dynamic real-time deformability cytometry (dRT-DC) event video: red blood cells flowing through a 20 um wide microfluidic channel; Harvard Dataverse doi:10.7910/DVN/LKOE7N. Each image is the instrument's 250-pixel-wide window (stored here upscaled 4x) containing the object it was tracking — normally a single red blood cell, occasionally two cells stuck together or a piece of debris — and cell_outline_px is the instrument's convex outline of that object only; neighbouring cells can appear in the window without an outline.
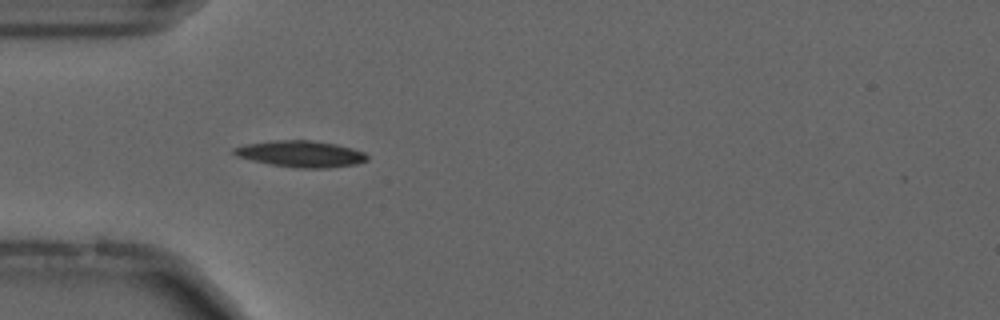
{"species": "common noctule bat (a hibernating species)", "species_latin": "Nyctalus noctula", "temperature_condition": "cold", "stored_images_in_passage": 38, "camera_frame_rate_fps": 3000, "um_per_image_px": 0.085, "animal": {"sex": "male", "forearm_length_mm": 52.5}, "frame": {"image": 1, "passage_image": 6, "time_ms": 1.667, "image_size_px": [1000, 320], "cell_outline_px": [[368, 160], [356, 164], [328, 168], [296, 168], [272, 164], [252, 160], [236, 156], [232, 152], [232, 148], [248, 144], [272, 140], [308, 140], [336, 144], [352, 148], [364, 152], [368, 156]], "centroid_in_image_um": [25.58, 13.08], "position_along_channel_um": 59.4, "area_um2": 20.4}}